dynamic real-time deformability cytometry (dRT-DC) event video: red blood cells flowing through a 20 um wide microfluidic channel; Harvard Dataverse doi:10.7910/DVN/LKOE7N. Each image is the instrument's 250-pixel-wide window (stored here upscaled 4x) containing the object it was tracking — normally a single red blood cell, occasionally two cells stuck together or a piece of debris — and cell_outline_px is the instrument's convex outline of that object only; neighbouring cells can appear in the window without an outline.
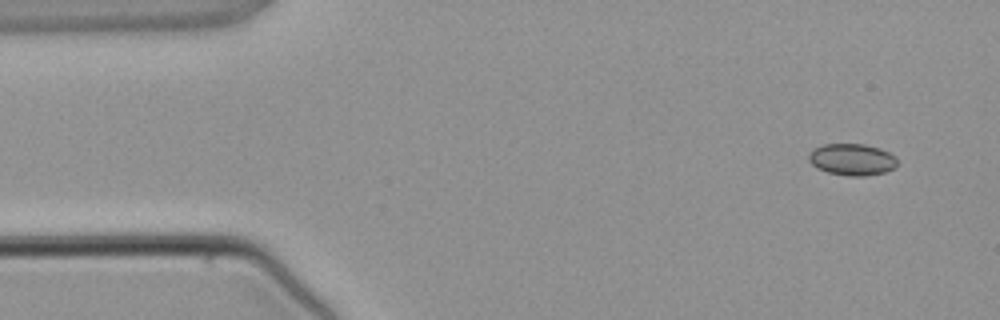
{"species": "common noctule bat (a hibernating species)", "species_latin": "Nyctalus noctula", "temperature_condition": "warm", "stored_images_in_passage": 3, "camera_frame_rate_fps": 3000, "um_per_image_px": 0.085, "animal": {"sex": "male", "body_mass_g": 21.5, "forearm_length_mm": 52.0}, "frame": {"image": 1, "passage_image": 1, "time_ms": 0.0, "image_size_px": [1000, 320], "cell_outline_px": [[896, 168], [884, 172], [864, 176], [848, 176], [828, 172], [816, 168], [808, 160], [808, 156], [816, 148], [824, 144], [864, 144], [880, 148], [896, 156]], "centroid_in_image_um": [72.44, 13.56], "position_along_channel_um": 12.6, "area_um2": 16.3}}